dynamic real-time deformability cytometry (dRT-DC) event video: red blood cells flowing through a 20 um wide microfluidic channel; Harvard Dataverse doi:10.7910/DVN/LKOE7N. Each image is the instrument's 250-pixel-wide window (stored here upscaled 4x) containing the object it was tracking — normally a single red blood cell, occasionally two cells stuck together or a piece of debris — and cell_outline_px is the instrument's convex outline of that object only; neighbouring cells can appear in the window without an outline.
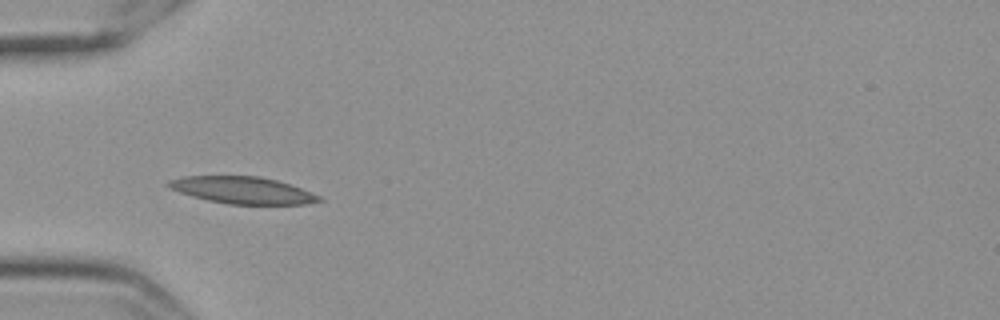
{"species": "Egyptian fruit bat (a non-hibernating species)", "species_latin": "Rousettus aegyptiacus", "temperature_condition": "cold", "stored_images_in_passage": 31, "camera_frame_rate_fps": 3000, "um_per_image_px": 0.085, "frame": {"image": 1, "passage_image": 1, "time_ms": 0.0, "image_size_px": [1000, 320], "cell_outline_px": [[324, 200], [304, 204], [228, 204], [208, 200], [192, 196], [180, 192], [164, 184], [168, 180], [184, 176], [260, 176], [276, 180], [300, 188], [320, 196]], "centroid_in_image_um": [20.59, 16.16], "position_along_channel_um": 64.4, "area_um2": 23.41}}
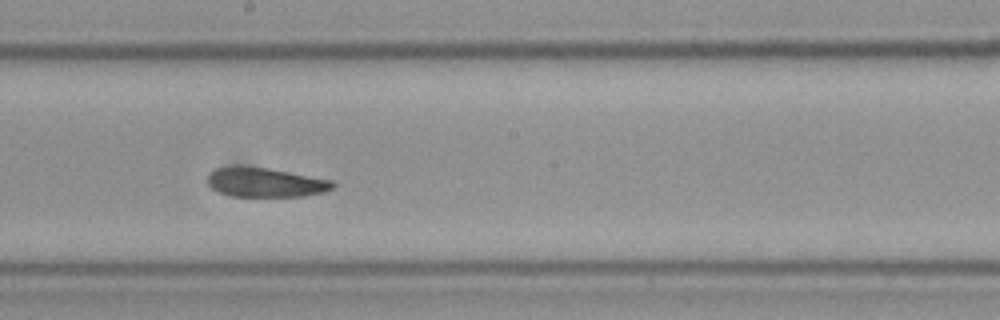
{"frame": {"image": 2, "passage_image": 15, "time_ms": 4.667, "image_size_px": [1000, 320], "cell_outline_px": [[336, 184], [332, 188], [324, 192], [304, 196], [232, 196], [220, 192], [212, 188], [208, 184], [208, 176], [216, 168], [268, 168], [332, 180]], "centroid_in_image_um": [22.62, 15.53], "position_along_channel_um": 225.6, "area_um2": 20.75}}
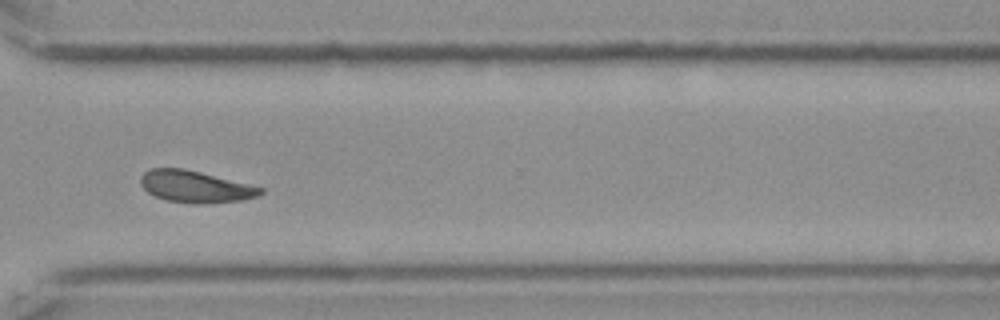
{"frame": {"image": 3, "passage_image": 26, "time_ms": 8.333, "image_size_px": [1000, 320], "cell_outline_px": [[264, 192], [256, 196], [244, 200], [200, 204], [164, 200], [148, 192], [140, 184], [140, 176], [148, 168], [184, 168], [264, 188]], "centroid_in_image_um": [16.57, 15.86], "position_along_channel_um": 354.0, "area_um2": 22.14}, "authors_computed_cell_mechanics": {"area_um2": 21.8484, "velocity_mm_per_s": 3.4997, "shape_relaxation_time_tau1_ms": 6.1015, "shape_relaxation_time_tau2_ms": null, "deformation_change_tau1": 0.1177, "deformation_change_tau2": null}}